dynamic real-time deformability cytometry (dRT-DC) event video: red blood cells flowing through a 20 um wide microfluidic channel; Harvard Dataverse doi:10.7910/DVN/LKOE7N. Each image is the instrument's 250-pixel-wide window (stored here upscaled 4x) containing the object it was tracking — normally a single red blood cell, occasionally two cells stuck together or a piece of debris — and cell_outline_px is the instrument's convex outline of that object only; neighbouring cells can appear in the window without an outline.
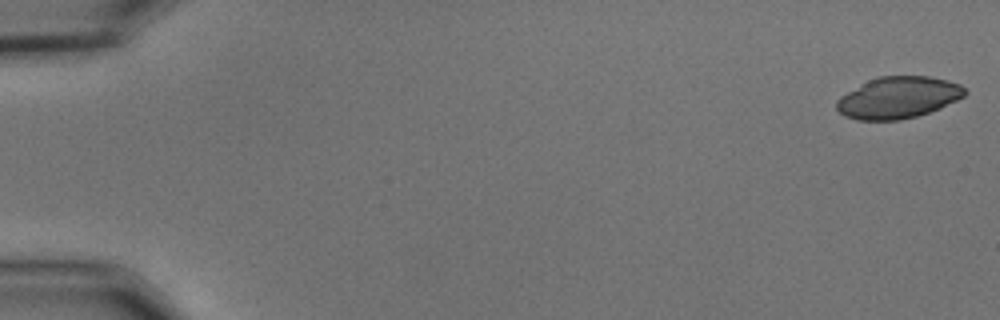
{"species": "common noctule bat (a hibernating species)", "species_latin": "Nyctalus noctula", "temperature_condition": "cold", "stored_images_in_passage": 54, "camera_frame_rate_fps": 3000, "um_per_image_px": 0.085, "animal": {"sex": "male", "body_mass_g": 15.6}, "frame": {"image": 1, "passage_image": 1, "time_ms": 0.0, "image_size_px": [1000, 320], "cell_outline_px": [[968, 92], [964, 96], [940, 108], [916, 116], [900, 120], [856, 120], [844, 116], [836, 108], [836, 100], [840, 96], [868, 80], [876, 76], [928, 76], [960, 84]], "centroid_in_image_um": [76.32, 8.3], "position_along_channel_um": 8.7, "area_um2": 31.04}}